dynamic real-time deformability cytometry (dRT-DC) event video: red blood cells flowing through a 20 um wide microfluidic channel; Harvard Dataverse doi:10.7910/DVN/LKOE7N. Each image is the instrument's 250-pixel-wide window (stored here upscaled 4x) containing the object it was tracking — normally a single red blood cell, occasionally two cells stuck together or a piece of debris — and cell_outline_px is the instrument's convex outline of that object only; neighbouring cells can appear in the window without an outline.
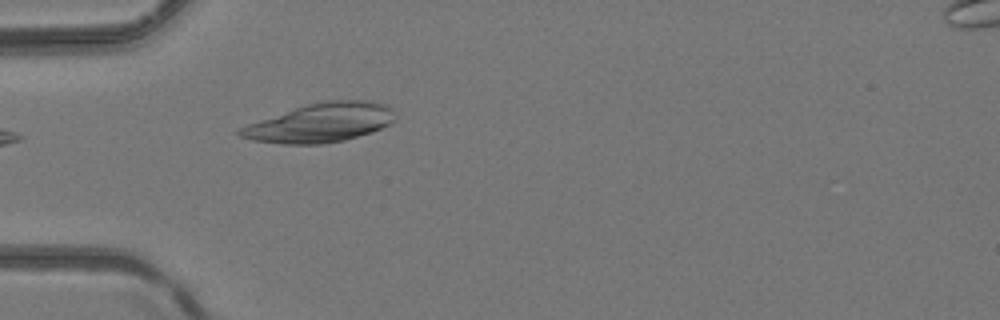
{"species": "common noctule bat (a hibernating species)", "species_latin": "Nyctalus noctula", "temperature_condition": "room temperature", "stored_images_in_passage": 5, "camera_frame_rate_fps": 3000, "um_per_image_px": 0.085, "animal": {"sex": "female", "body_mass_g": 24.6, "forearm_length_mm": 56.2}, "frame": {"image": 1, "passage_image": 5, "time_ms": 1.333, "image_size_px": [1000, 320], "cell_outline_px": [[396, 116], [388, 124], [372, 132], [344, 140], [320, 144], [284, 144], [252, 140], [240, 136], [236, 132], [236, 128], [308, 104], [324, 100], [368, 100], [388, 104], [392, 108]], "centroid_in_image_um": [27.26, 10.43], "position_along_channel_um": 57.7, "area_um2": 35.03}}